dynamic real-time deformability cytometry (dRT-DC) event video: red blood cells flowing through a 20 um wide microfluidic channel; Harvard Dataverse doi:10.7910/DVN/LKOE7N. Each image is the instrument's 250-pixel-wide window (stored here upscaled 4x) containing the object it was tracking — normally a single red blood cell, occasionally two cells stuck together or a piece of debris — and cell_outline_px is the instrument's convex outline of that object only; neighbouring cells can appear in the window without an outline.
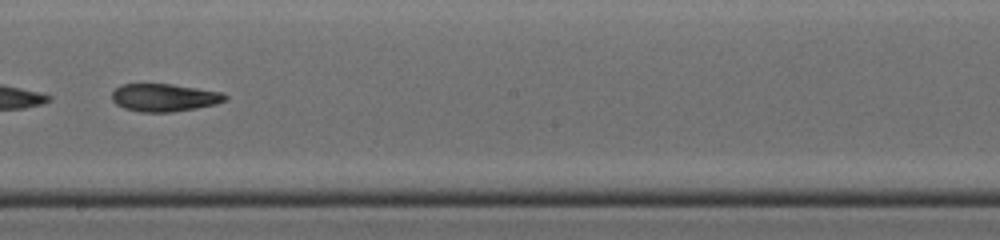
{"species": "common noctule bat (a hibernating species)", "species_latin": "Nyctalus noctula", "temperature_condition": "cold", "stored_images_in_passage": 35, "camera_frame_rate_fps": 3000, "um_per_image_px": 0.085, "animal": {"sex": "male", "body_mass_g": 19.0, "forearm_length_mm": 50.8}, "frame": {"image": 1, "passage_image": 16, "time_ms": 5.0, "image_size_px": [1000, 240], "cell_outline_px": [[228, 100], [216, 104], [196, 108], [172, 112], [140, 112], [124, 108], [116, 104], [112, 100], [112, 92], [120, 84], [172, 84], [224, 92], [228, 96]], "centroid_in_image_um": [13.99, 8.29], "position_along_channel_um": 234.2, "area_um2": 18.5}}